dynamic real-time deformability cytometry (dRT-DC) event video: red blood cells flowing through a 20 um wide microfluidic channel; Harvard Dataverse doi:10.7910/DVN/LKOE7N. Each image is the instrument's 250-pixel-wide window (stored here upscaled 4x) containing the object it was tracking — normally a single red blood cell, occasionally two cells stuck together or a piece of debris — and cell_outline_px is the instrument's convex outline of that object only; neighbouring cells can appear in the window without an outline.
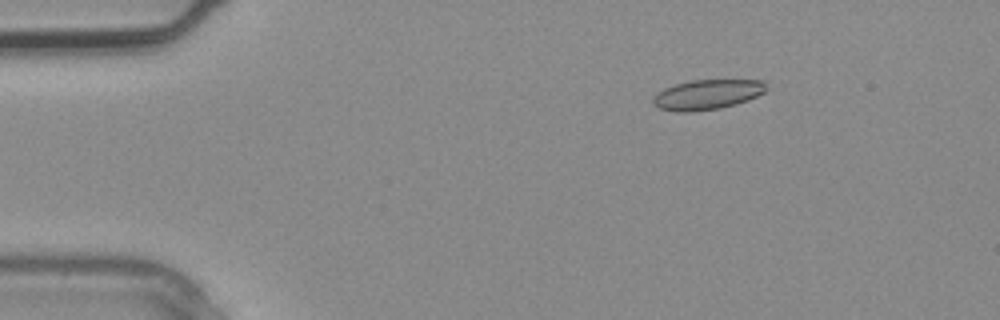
{"species": "common noctule bat (a hibernating species)", "species_latin": "Nyctalus noctula", "temperature_condition": "warm", "stored_images_in_passage": 4, "segment_of_instrument_passage": [2, 2], "camera_frame_rate_fps": 3000, "um_per_image_px": 0.085, "animal": {"sex": "male", "body_mass_g": 20.4}, "frame": {"image": 1, "passage_image": 4, "time_ms": 1.0, "image_size_px": [1000, 320], "cell_outline_px": [[764, 92], [748, 100], [736, 104], [720, 108], [692, 112], [676, 112], [660, 108], [652, 104], [652, 96], [656, 92], [664, 88], [676, 84], [692, 80], [764, 80]], "centroid_in_image_um": [60.05, 8.05], "position_along_channel_um": 25.0, "area_um2": 19.77}}